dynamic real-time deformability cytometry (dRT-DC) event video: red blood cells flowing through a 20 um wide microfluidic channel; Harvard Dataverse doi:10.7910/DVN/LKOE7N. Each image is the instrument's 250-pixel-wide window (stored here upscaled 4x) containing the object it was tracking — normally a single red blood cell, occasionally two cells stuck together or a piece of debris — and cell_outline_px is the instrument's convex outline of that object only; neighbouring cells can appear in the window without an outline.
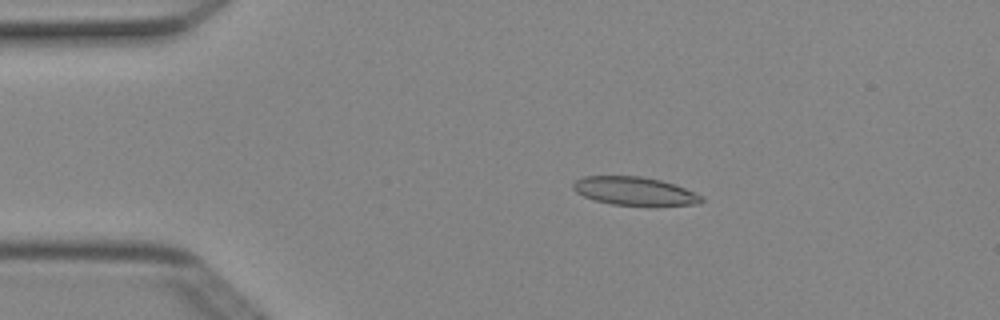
{"species": "Egyptian fruit bat (a non-hibernating species)", "species_latin": "Rousettus aegyptiacus", "temperature_condition": "cold", "stored_images_in_passage": 6, "camera_frame_rate_fps": 3000, "um_per_image_px": 0.085, "animal": {"sex": "female"}, "frame": {"image": 1, "passage_image": 3, "time_ms": 0.667, "image_size_px": [1000, 320], "cell_outline_px": [[704, 200], [696, 204], [652, 208], [612, 204], [596, 200], [584, 196], [576, 192], [572, 188], [572, 184], [576, 180], [584, 176], [640, 176], [660, 180], [676, 184], [704, 196]], "centroid_in_image_um": [54.01, 16.28], "position_along_channel_um": 31.0, "area_um2": 21.96}}
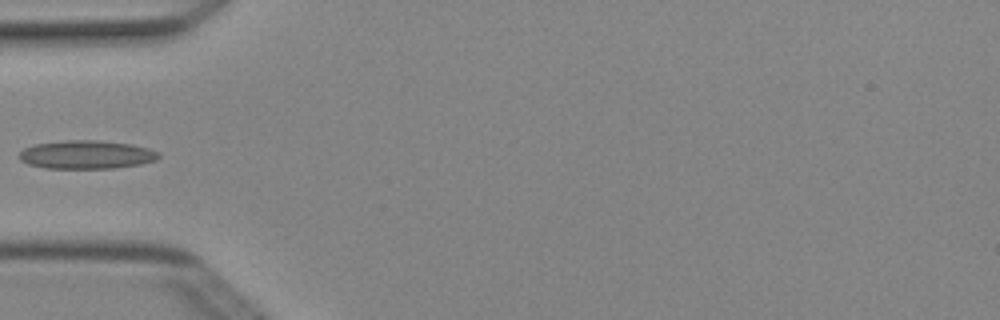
{"frame": {"image": 2, "passage_image": 5, "time_ms": 1.333, "image_size_px": [1000, 320], "cell_outline_px": [[160, 156], [156, 160], [140, 164], [112, 168], [44, 168], [28, 164], [20, 160], [16, 156], [24, 148], [36, 144], [64, 140], [100, 140], [132, 144], [148, 148], [160, 152]], "centroid_in_image_um": [7.34, 13.14], "position_along_channel_um": 77.7, "area_um2": 23.24}}
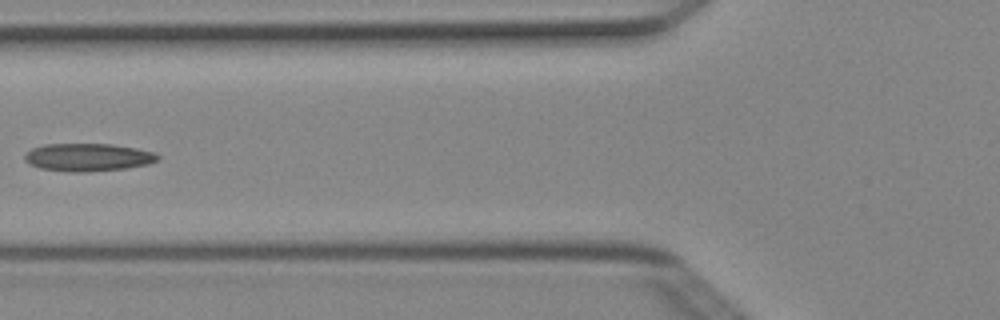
{"frame": {"image": 3, "passage_image": 6, "time_ms": 1.667, "image_size_px": [1000, 320], "cell_outline_px": [[160, 156], [156, 160], [148, 164], [128, 168], [84, 172], [72, 172], [40, 168], [28, 164], [24, 160], [24, 156], [32, 148], [44, 144], [112, 144], [136, 148], [156, 152]], "centroid_in_image_um": [7.48, 13.37], "position_along_channel_um": 118.3, "area_um2": 21.62}}